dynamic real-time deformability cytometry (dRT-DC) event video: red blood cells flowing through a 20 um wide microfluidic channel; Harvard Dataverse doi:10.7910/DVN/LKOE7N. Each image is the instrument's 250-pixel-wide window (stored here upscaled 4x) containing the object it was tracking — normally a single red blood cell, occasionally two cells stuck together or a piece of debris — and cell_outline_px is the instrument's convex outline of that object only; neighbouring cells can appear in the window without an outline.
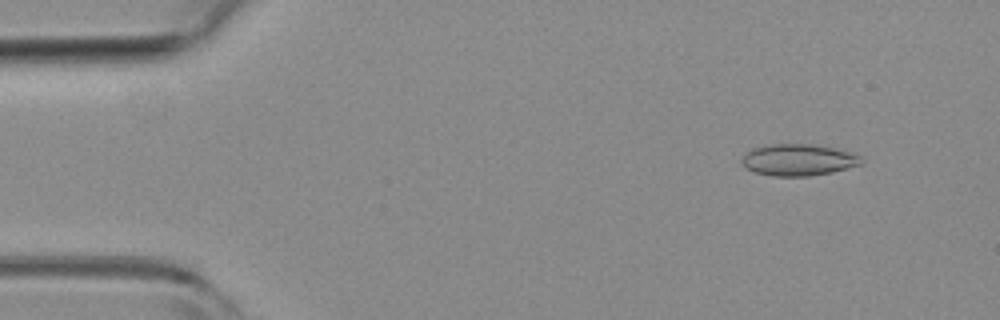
{"species": "common noctule bat (a hibernating species)", "species_latin": "Nyctalus noctula", "temperature_condition": "room temperature", "stored_images_in_passage": 5, "camera_frame_rate_fps": 3000, "um_per_image_px": 0.085, "animal": {"sex": "female", "body_mass_g": 19.3, "forearm_length_mm": 54.1}, "frame": {"image": 1, "passage_image": 2, "time_ms": 0.333, "image_size_px": [1000, 320], "cell_outline_px": [[864, 164], [832, 172], [808, 176], [772, 176], [752, 172], [744, 168], [740, 160], [744, 152], [752, 148], [772, 144], [812, 144], [852, 152], [860, 156], [864, 160]], "centroid_in_image_um": [67.82, 13.6], "position_along_channel_um": 17.2, "area_um2": 22.37}}